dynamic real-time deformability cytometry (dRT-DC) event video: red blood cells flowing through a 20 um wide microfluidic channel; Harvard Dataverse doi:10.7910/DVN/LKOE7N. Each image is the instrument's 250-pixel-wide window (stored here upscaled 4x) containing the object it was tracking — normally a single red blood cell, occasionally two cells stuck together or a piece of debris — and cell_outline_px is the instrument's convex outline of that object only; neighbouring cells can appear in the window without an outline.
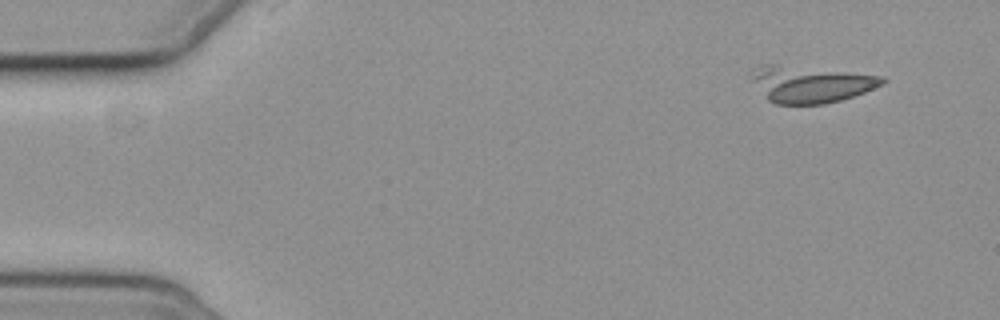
{"species": "common noctule bat (a hibernating species)", "species_latin": "Nyctalus noctula", "temperature_condition": "cold", "stored_images_in_passage": 5, "camera_frame_rate_fps": 3000, "um_per_image_px": 0.085, "animal": {"sex": "female", "body_mass_g": 19.3, "forearm_length_mm": 54.1}, "frame": {"image": 1, "passage_image": 1, "time_ms": 0.0, "image_size_px": [1000, 320], "cell_outline_px": [[888, 80], [884, 84], [864, 92], [840, 100], [824, 104], [776, 104], [768, 100], [752, 80], [748, 72], [752, 68], [764, 64], [776, 64], [884, 76]], "centroid_in_image_um": [68.87, 7.14], "position_along_channel_um": 16.1, "area_um2": 27.92}}